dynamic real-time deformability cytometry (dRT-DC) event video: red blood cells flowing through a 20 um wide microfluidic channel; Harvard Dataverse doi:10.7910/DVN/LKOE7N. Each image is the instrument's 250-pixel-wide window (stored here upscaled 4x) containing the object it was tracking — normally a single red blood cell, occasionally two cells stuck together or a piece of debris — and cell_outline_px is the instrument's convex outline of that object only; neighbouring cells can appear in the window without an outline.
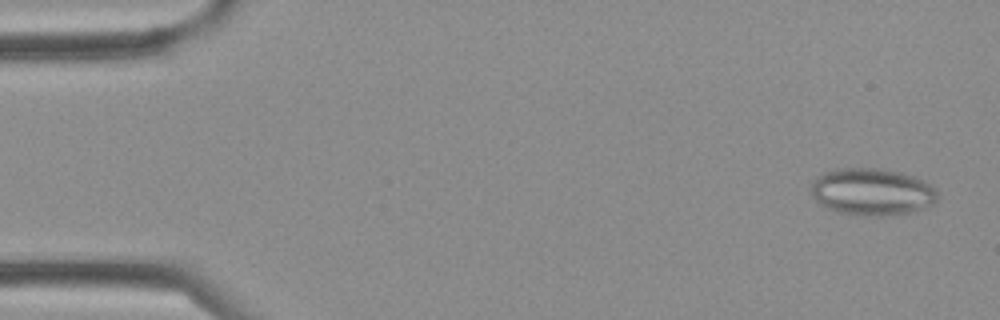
{"species": "Egyptian fruit bat (a non-hibernating species)", "species_latin": "Rousettus aegyptiacus", "temperature_condition": "cold", "stored_images_in_passage": 36, "camera_frame_rate_fps": 3000, "um_per_image_px": 0.085, "frame": {"image": 1, "passage_image": 2, "time_ms": 0.333, "image_size_px": [1000, 320], "cell_outline_px": [[936, 200], [932, 204], [924, 208], [908, 212], [880, 216], [864, 216], [836, 212], [820, 204], [812, 196], [812, 180], [816, 176], [824, 172], [836, 168], [880, 168], [900, 172], [916, 176], [924, 180], [936, 188]], "centroid_in_image_um": [74.1, 16.29], "position_along_channel_um": 10.9, "area_um2": 34.91}}
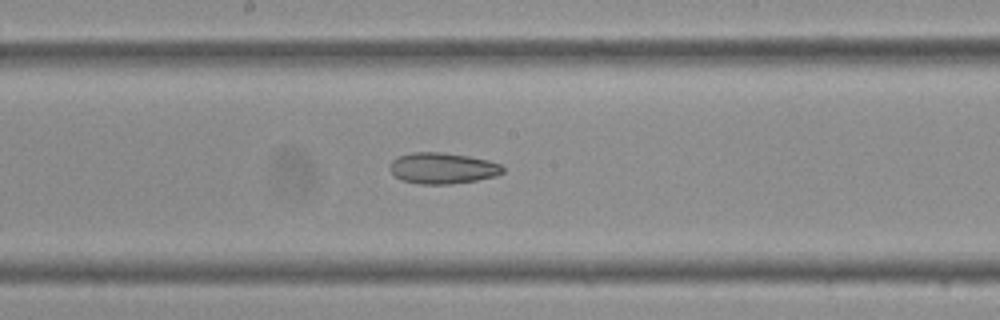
{"frame": {"image": 2, "passage_image": 19, "time_ms": 6.0, "image_size_px": [1000, 320], "cell_outline_px": [[504, 172], [496, 176], [476, 180], [452, 184], [420, 184], [400, 180], [388, 168], [392, 160], [396, 156], [412, 152], [444, 152], [468, 156], [488, 160], [504, 164]], "centroid_in_image_um": [37.62, 14.29], "position_along_channel_um": 210.6, "area_um2": 20.75}}
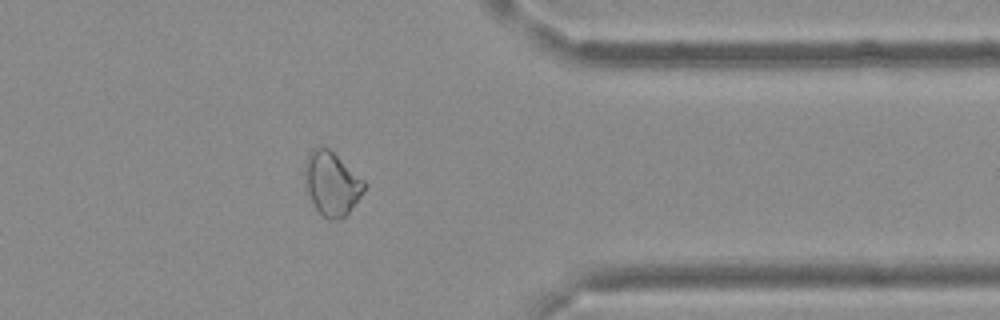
{"frame": {"image": 3, "passage_image": 29, "time_ms": 9.333, "image_size_px": [1000, 320], "cell_outline_px": [[368, 184], [364, 192], [348, 212], [340, 220], [328, 220], [316, 208], [304, 184], [304, 164], [308, 152], [312, 148], [328, 148], [364, 180]], "centroid_in_image_um": [28.19, 15.6], "position_along_channel_um": 383.2, "area_um2": 21.96}}